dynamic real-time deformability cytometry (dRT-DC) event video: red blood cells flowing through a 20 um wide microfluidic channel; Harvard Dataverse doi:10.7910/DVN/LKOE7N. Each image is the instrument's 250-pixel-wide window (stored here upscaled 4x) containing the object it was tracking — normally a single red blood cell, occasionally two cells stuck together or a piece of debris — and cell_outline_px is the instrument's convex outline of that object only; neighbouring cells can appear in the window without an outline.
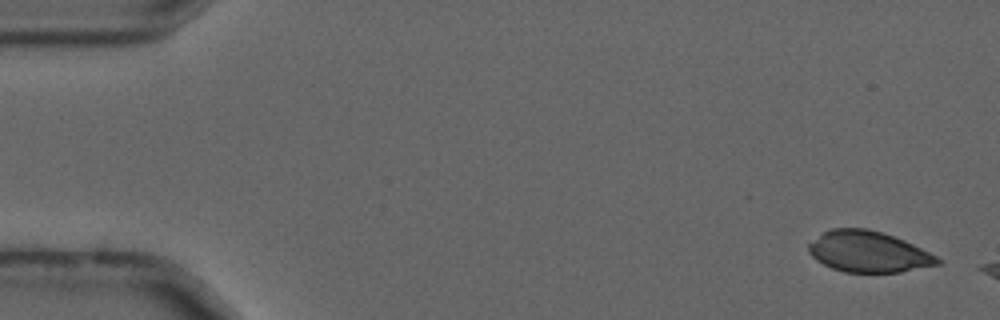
{"species": "common noctule bat (a hibernating species)", "species_latin": "Nyctalus noctula", "temperature_condition": "cold", "stored_images_in_passage": 7, "camera_frame_rate_fps": 3000, "um_per_image_px": 0.085, "animal": {"sex": "male", "forearm_length_mm": 52.5}, "frame": {"image": 1, "passage_image": 2, "time_ms": 0.333, "image_size_px": [1000, 320], "cell_outline_px": [[944, 264], [900, 272], [844, 272], [832, 268], [816, 260], [808, 252], [808, 244], [824, 232], [832, 228], [868, 228], [904, 240], [944, 260]], "centroid_in_image_um": [73.84, 21.41], "position_along_channel_um": 11.2, "area_um2": 30.75}}